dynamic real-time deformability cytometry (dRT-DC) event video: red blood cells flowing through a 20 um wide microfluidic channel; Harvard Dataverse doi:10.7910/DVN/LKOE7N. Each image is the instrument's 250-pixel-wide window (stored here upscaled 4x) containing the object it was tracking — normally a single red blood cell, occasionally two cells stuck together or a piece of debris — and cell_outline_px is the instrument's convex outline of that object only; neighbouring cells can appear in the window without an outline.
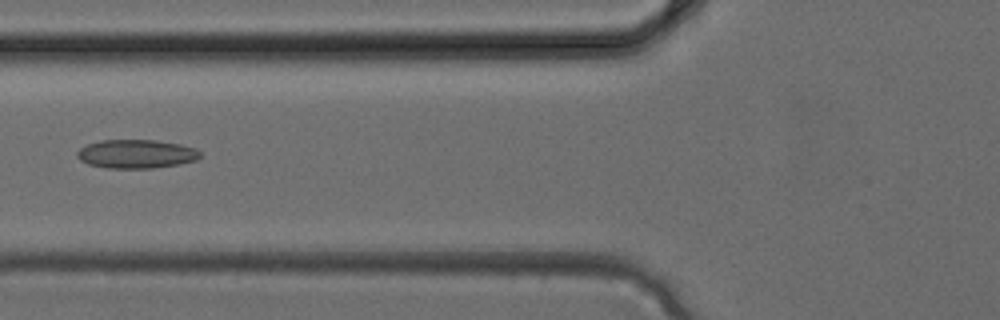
{"species": "common noctule bat (a hibernating species)", "species_latin": "Nyctalus noctula", "temperature_condition": "cold", "stored_images_in_passage": 2, "camera_frame_rate_fps": 3000, "um_per_image_px": 0.085, "animal": {"sex": "female", "body_mass_g": 24.6, "forearm_length_mm": 56.2}, "frame": {"image": 1, "passage_image": 2, "time_ms": 0.333, "image_size_px": [1000, 320], "cell_outline_px": [[200, 156], [196, 160], [180, 164], [152, 168], [108, 168], [88, 164], [80, 160], [76, 156], [76, 152], [80, 148], [88, 144], [100, 140], [156, 140], [180, 144], [196, 148], [200, 152]], "centroid_in_image_um": [11.58, 13.08], "position_along_channel_um": 114.2, "area_um2": 20.63}}